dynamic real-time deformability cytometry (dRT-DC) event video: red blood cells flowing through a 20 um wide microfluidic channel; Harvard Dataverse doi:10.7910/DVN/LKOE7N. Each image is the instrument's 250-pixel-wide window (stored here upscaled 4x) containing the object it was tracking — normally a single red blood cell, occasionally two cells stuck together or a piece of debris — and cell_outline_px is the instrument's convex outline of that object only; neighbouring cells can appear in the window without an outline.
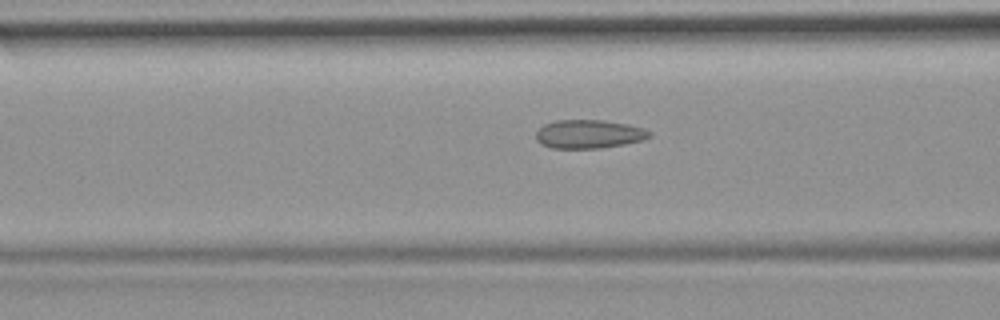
{"species": "common noctule bat (a hibernating species)", "species_latin": "Nyctalus noctula", "temperature_condition": "room temperature", "stored_images_in_passage": 5, "camera_frame_rate_fps": 3000, "um_per_image_px": 0.085, "animal": {"sex": "female", "body_mass_g": 19.9}, "frame": {"image": 1, "passage_image": 5, "time_ms": 5.667, "image_size_px": [1000, 320], "cell_outline_px": [[652, 136], [644, 140], [624, 144], [600, 148], [552, 148], [540, 144], [536, 140], [536, 132], [544, 124], [556, 120], [604, 120], [628, 124], [644, 128], [652, 132]], "centroid_in_image_um": [50.08, 11.39], "position_along_channel_um": 116.5, "area_um2": 19.07}}